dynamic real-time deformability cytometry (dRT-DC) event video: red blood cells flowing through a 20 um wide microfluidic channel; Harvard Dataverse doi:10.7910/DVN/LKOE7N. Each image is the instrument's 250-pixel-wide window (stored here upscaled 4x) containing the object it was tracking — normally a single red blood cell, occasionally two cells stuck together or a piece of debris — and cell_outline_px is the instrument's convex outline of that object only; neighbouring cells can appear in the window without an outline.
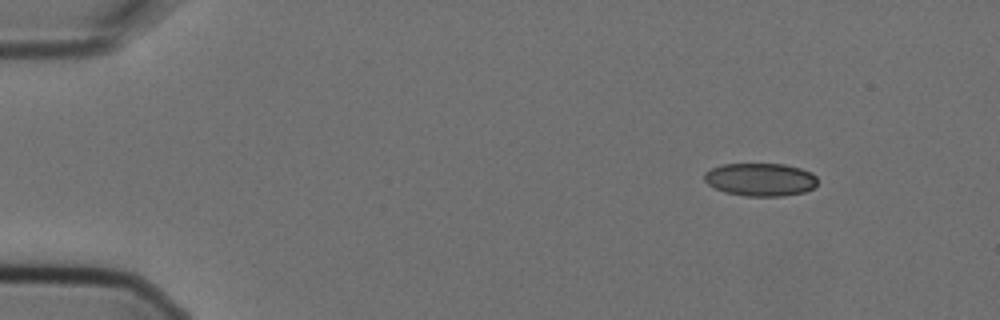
{"species": "Egyptian fruit bat (a non-hibernating species)", "species_latin": "Rousettus aegyptiacus", "temperature_condition": "cold", "stored_images_in_passage": 3, "camera_frame_rate_fps": 3000, "um_per_image_px": 0.085, "animal": {"sex": "female"}, "frame": {"image": 1, "passage_image": 1, "time_ms": 0.0, "image_size_px": [1000, 320], "cell_outline_px": [[816, 184], [812, 188], [804, 192], [784, 196], [748, 196], [724, 192], [708, 184], [704, 180], [704, 172], [720, 164], [784, 164], [800, 168], [812, 172], [816, 176]], "centroid_in_image_um": [64.62, 15.25], "position_along_channel_um": 20.4, "area_um2": 21.79}}
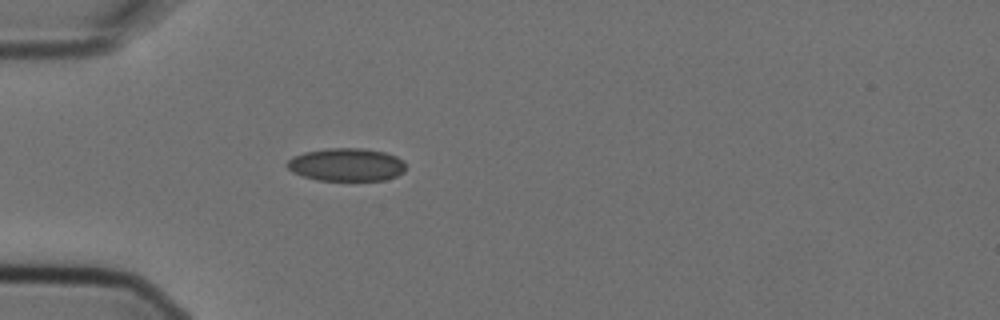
{"frame": {"image": 2, "passage_image": 3, "time_ms": 0.667, "image_size_px": [1000, 320], "cell_outline_px": [[404, 172], [396, 176], [384, 180], [316, 180], [292, 172], [284, 164], [292, 156], [304, 152], [328, 148], [364, 148], [384, 152], [396, 156], [404, 160]], "centroid_in_image_um": [29.43, 13.99], "position_along_channel_um": 55.6, "area_um2": 22.89}}